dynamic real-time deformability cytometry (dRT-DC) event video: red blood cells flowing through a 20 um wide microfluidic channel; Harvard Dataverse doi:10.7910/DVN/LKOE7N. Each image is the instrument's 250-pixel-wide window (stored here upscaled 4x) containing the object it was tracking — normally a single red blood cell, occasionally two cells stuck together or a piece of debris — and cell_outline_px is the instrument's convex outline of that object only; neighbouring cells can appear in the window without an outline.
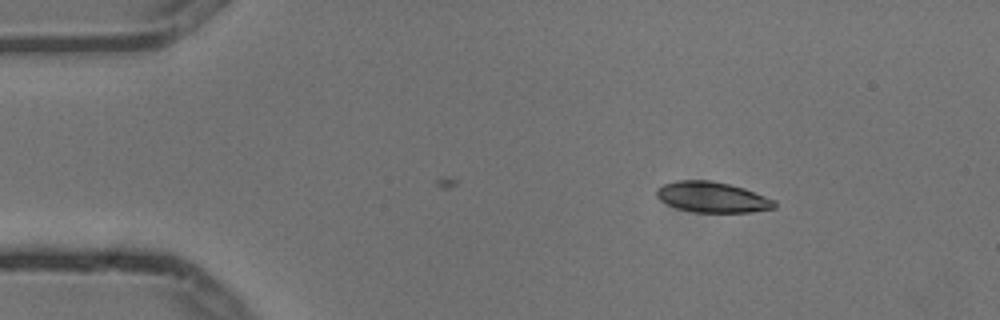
{"species": "common noctule bat (a hibernating species)", "species_latin": "Nyctalus noctula", "temperature_condition": "cold", "stored_images_in_passage": 4, "camera_frame_rate_fps": 3000, "um_per_image_px": 0.085, "animal": {"sex": "male", "body_mass_g": 13.3}, "frame": {"image": 1, "passage_image": 4, "time_ms": 1.0, "image_size_px": [1000, 320], "cell_outline_px": [[776, 208], [752, 212], [696, 212], [680, 208], [668, 204], [660, 200], [656, 196], [656, 188], [664, 184], [676, 180], [708, 180], [728, 184], [744, 188], [776, 200]], "centroid_in_image_um": [60.56, 16.75], "position_along_channel_um": 24.4, "area_um2": 20.92}}